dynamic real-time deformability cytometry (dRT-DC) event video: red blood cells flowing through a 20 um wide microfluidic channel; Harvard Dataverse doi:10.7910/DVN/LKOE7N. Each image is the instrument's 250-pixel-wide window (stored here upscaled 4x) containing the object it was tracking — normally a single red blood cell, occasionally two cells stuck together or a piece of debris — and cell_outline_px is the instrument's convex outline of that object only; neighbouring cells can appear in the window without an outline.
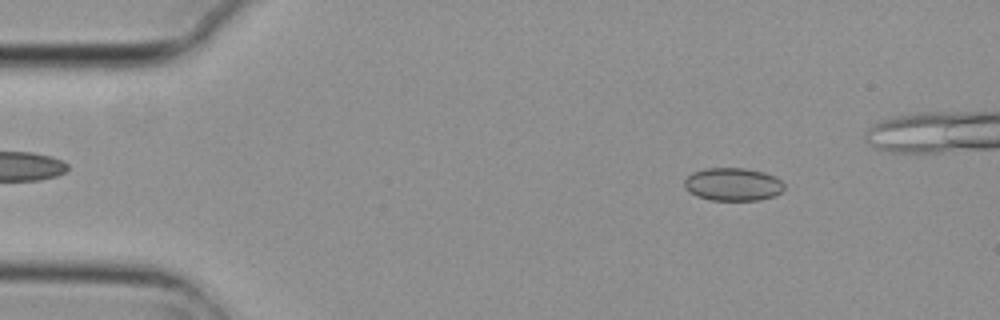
{"species": "common noctule bat (a hibernating species)", "species_latin": "Nyctalus noctula", "temperature_condition": "cold", "stored_images_in_passage": 5, "camera_frame_rate_fps": 3000, "um_per_image_px": 0.085, "animal": {"sex": "female", "body_mass_g": 29.2, "forearm_length_mm": 56.3}, "frame": {"image": 1, "passage_image": 2, "time_ms": 0.333, "image_size_px": [1000, 320], "cell_outline_px": [[784, 188], [776, 196], [760, 200], [712, 200], [696, 196], [688, 192], [684, 188], [684, 180], [692, 172], [704, 168], [744, 168], [764, 172], [776, 176], [784, 184]], "centroid_in_image_um": [62.29, 15.67], "position_along_channel_um": 22.7, "area_um2": 19.42}}